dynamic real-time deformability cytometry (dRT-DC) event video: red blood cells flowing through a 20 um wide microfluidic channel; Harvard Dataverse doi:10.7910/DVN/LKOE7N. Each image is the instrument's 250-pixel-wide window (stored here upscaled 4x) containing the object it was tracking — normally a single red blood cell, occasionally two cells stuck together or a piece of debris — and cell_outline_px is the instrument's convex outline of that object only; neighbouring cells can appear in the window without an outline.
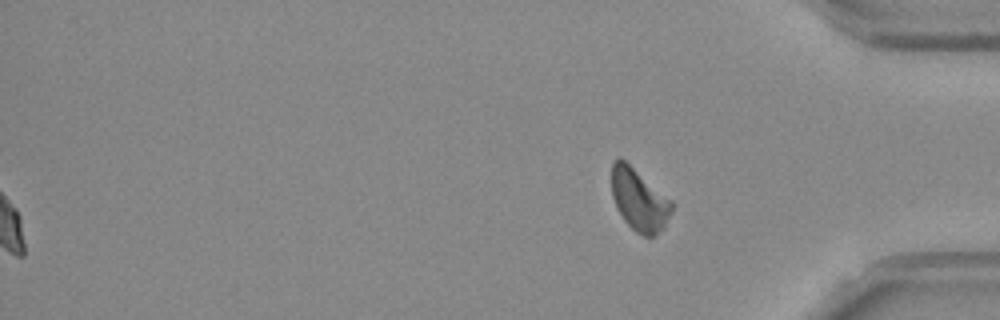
{"species": "Egyptian fruit bat (a non-hibernating species)", "species_latin": "Rousettus aegyptiacus", "temperature_condition": "room temperature", "stored_images_in_passage": 47, "camera_frame_rate_fps": 3000, "um_per_image_px": 0.085, "frame": {"image": 1, "passage_image": 47, "time_ms": 15.333, "image_size_px": [1000, 320], "cell_outline_px": [[672, 212], [664, 228], [656, 236], [644, 236], [636, 232], [624, 220], [616, 208], [612, 196], [612, 160], [620, 156], [672, 200]], "centroid_in_image_um": [54.33, 16.98], "position_along_channel_um": 380.9, "area_um2": 21.91}, "authors_computed_cell_mechanics": {"area_um2": 21.097, "velocity_mm_per_s": 3.7517, "shape_relaxation_time_tau1_ms": null, "shape_relaxation_time_tau2_ms": 1.1091, "deformation_change_tau1": null, "deformation_change_tau2": 0.0428}}